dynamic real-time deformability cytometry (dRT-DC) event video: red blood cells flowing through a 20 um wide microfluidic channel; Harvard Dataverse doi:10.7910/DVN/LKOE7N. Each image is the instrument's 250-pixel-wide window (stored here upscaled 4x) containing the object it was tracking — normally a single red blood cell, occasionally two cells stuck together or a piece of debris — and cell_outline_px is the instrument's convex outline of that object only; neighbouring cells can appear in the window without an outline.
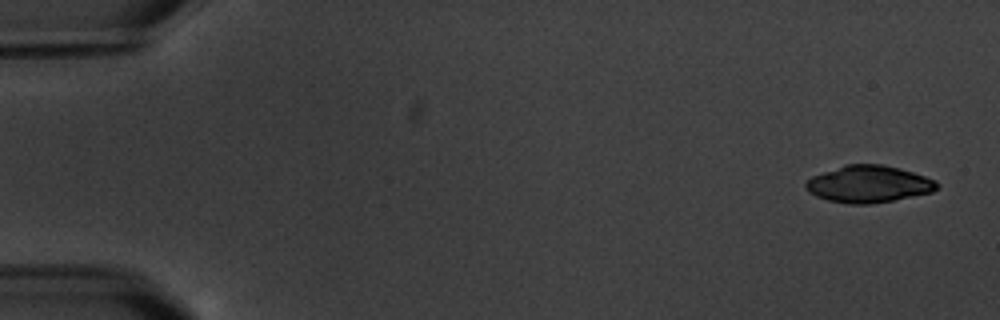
{"species": "common noctule bat (a hibernating species)", "species_latin": "Nyctalus noctula", "temperature_condition": "warm", "stored_images_in_passage": 5, "camera_frame_rate_fps": 3000, "um_per_image_px": 0.085, "animal": {"sex": "male", "body_mass_g": 20.1, "forearm_length_mm": 53.5}, "frame": {"image": 1, "passage_image": 1, "time_ms": 0.0, "image_size_px": [1000, 320], "cell_outline_px": [[936, 188], [932, 192], [872, 204], [848, 204], [828, 200], [816, 196], [808, 192], [804, 188], [804, 184], [812, 176], [844, 164], [880, 164], [900, 168], [936, 180]], "centroid_in_image_um": [73.78, 15.64], "position_along_channel_um": 11.2, "area_um2": 28.15}}